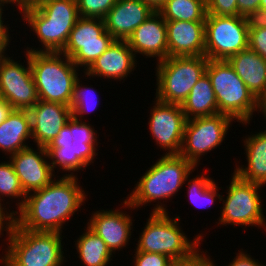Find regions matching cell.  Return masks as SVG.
<instances>
[{
  "label": "cell",
  "instance_id": "6da1fadb",
  "mask_svg": "<svg viewBox=\"0 0 266 266\" xmlns=\"http://www.w3.org/2000/svg\"><path fill=\"white\" fill-rule=\"evenodd\" d=\"M86 196L77 175H63L60 179L54 178L44 188L27 194L22 208L12 210V213L22 229L62 233L63 224L79 211Z\"/></svg>",
  "mask_w": 266,
  "mask_h": 266
},
{
  "label": "cell",
  "instance_id": "7a4b0ae2",
  "mask_svg": "<svg viewBox=\"0 0 266 266\" xmlns=\"http://www.w3.org/2000/svg\"><path fill=\"white\" fill-rule=\"evenodd\" d=\"M195 168L181 155H163L141 176L123 202V207L135 210L158 201L151 212H168L165 204H159V200L161 202L176 195Z\"/></svg>",
  "mask_w": 266,
  "mask_h": 266
},
{
  "label": "cell",
  "instance_id": "3957f363",
  "mask_svg": "<svg viewBox=\"0 0 266 266\" xmlns=\"http://www.w3.org/2000/svg\"><path fill=\"white\" fill-rule=\"evenodd\" d=\"M21 14L44 47L39 50L27 47L26 52H62L80 18L76 0H45Z\"/></svg>",
  "mask_w": 266,
  "mask_h": 266
},
{
  "label": "cell",
  "instance_id": "277c9868",
  "mask_svg": "<svg viewBox=\"0 0 266 266\" xmlns=\"http://www.w3.org/2000/svg\"><path fill=\"white\" fill-rule=\"evenodd\" d=\"M149 216L135 252L167 255L175 263L190 262L202 252L198 247L204 236L199 233L192 241L188 239L178 225L179 215L171 218L167 212H152Z\"/></svg>",
  "mask_w": 266,
  "mask_h": 266
},
{
  "label": "cell",
  "instance_id": "5b68a950",
  "mask_svg": "<svg viewBox=\"0 0 266 266\" xmlns=\"http://www.w3.org/2000/svg\"><path fill=\"white\" fill-rule=\"evenodd\" d=\"M59 232L22 229L15 221L8 236L3 266H63L66 262Z\"/></svg>",
  "mask_w": 266,
  "mask_h": 266
},
{
  "label": "cell",
  "instance_id": "8992f818",
  "mask_svg": "<svg viewBox=\"0 0 266 266\" xmlns=\"http://www.w3.org/2000/svg\"><path fill=\"white\" fill-rule=\"evenodd\" d=\"M29 63L38 99L70 106L80 75L72 60L61 52H29Z\"/></svg>",
  "mask_w": 266,
  "mask_h": 266
},
{
  "label": "cell",
  "instance_id": "52a82bcc",
  "mask_svg": "<svg viewBox=\"0 0 266 266\" xmlns=\"http://www.w3.org/2000/svg\"><path fill=\"white\" fill-rule=\"evenodd\" d=\"M218 104V112L246 125L261 103L249 91L227 60H208L206 67Z\"/></svg>",
  "mask_w": 266,
  "mask_h": 266
},
{
  "label": "cell",
  "instance_id": "ba28073f",
  "mask_svg": "<svg viewBox=\"0 0 266 266\" xmlns=\"http://www.w3.org/2000/svg\"><path fill=\"white\" fill-rule=\"evenodd\" d=\"M207 64L205 56L168 57L157 62L155 99L182 105L192 87L206 73Z\"/></svg>",
  "mask_w": 266,
  "mask_h": 266
},
{
  "label": "cell",
  "instance_id": "9c48e42d",
  "mask_svg": "<svg viewBox=\"0 0 266 266\" xmlns=\"http://www.w3.org/2000/svg\"><path fill=\"white\" fill-rule=\"evenodd\" d=\"M232 179L227 186V197L223 200L219 225H239V226H257L266 228V218H264L262 198L259 195L262 185L251 183L239 178L234 172ZM264 226V227H263Z\"/></svg>",
  "mask_w": 266,
  "mask_h": 266
},
{
  "label": "cell",
  "instance_id": "30bf717a",
  "mask_svg": "<svg viewBox=\"0 0 266 266\" xmlns=\"http://www.w3.org/2000/svg\"><path fill=\"white\" fill-rule=\"evenodd\" d=\"M250 18L244 16L205 17V57L227 60L248 49Z\"/></svg>",
  "mask_w": 266,
  "mask_h": 266
},
{
  "label": "cell",
  "instance_id": "8fae6325",
  "mask_svg": "<svg viewBox=\"0 0 266 266\" xmlns=\"http://www.w3.org/2000/svg\"><path fill=\"white\" fill-rule=\"evenodd\" d=\"M115 41L106 31L104 19L80 17L70 32L62 54L87 70Z\"/></svg>",
  "mask_w": 266,
  "mask_h": 266
},
{
  "label": "cell",
  "instance_id": "7c38bea8",
  "mask_svg": "<svg viewBox=\"0 0 266 266\" xmlns=\"http://www.w3.org/2000/svg\"><path fill=\"white\" fill-rule=\"evenodd\" d=\"M233 121L221 113L186 120L179 155L197 167L202 155L221 145Z\"/></svg>",
  "mask_w": 266,
  "mask_h": 266
},
{
  "label": "cell",
  "instance_id": "4fadbf2b",
  "mask_svg": "<svg viewBox=\"0 0 266 266\" xmlns=\"http://www.w3.org/2000/svg\"><path fill=\"white\" fill-rule=\"evenodd\" d=\"M27 67L11 57L0 59V92L13 110H30L38 95L29 63V52L25 53Z\"/></svg>",
  "mask_w": 266,
  "mask_h": 266
},
{
  "label": "cell",
  "instance_id": "5bb4252c",
  "mask_svg": "<svg viewBox=\"0 0 266 266\" xmlns=\"http://www.w3.org/2000/svg\"><path fill=\"white\" fill-rule=\"evenodd\" d=\"M148 121L151 137L157 146L167 151L165 155H179L184 135L186 117L181 105L154 101Z\"/></svg>",
  "mask_w": 266,
  "mask_h": 266
},
{
  "label": "cell",
  "instance_id": "9a60e30c",
  "mask_svg": "<svg viewBox=\"0 0 266 266\" xmlns=\"http://www.w3.org/2000/svg\"><path fill=\"white\" fill-rule=\"evenodd\" d=\"M36 147L37 150L29 146L9 156L26 195L44 188L56 176L51 169L46 147Z\"/></svg>",
  "mask_w": 266,
  "mask_h": 266
},
{
  "label": "cell",
  "instance_id": "2e32d148",
  "mask_svg": "<svg viewBox=\"0 0 266 266\" xmlns=\"http://www.w3.org/2000/svg\"><path fill=\"white\" fill-rule=\"evenodd\" d=\"M29 113L32 140L42 147H47L72 117L70 106L44 100H38Z\"/></svg>",
  "mask_w": 266,
  "mask_h": 266
},
{
  "label": "cell",
  "instance_id": "e0dca14e",
  "mask_svg": "<svg viewBox=\"0 0 266 266\" xmlns=\"http://www.w3.org/2000/svg\"><path fill=\"white\" fill-rule=\"evenodd\" d=\"M126 41L135 57L137 53L146 58L158 57L157 62L168 58L166 21L158 11H154Z\"/></svg>",
  "mask_w": 266,
  "mask_h": 266
},
{
  "label": "cell",
  "instance_id": "ac0fdd59",
  "mask_svg": "<svg viewBox=\"0 0 266 266\" xmlns=\"http://www.w3.org/2000/svg\"><path fill=\"white\" fill-rule=\"evenodd\" d=\"M94 213V214H93ZM86 225L91 231L102 238L111 253L119 251L128 244L133 220L120 209L99 210L93 212Z\"/></svg>",
  "mask_w": 266,
  "mask_h": 266
},
{
  "label": "cell",
  "instance_id": "d6986e66",
  "mask_svg": "<svg viewBox=\"0 0 266 266\" xmlns=\"http://www.w3.org/2000/svg\"><path fill=\"white\" fill-rule=\"evenodd\" d=\"M154 11L142 0H117L104 18L106 31L115 40H127Z\"/></svg>",
  "mask_w": 266,
  "mask_h": 266
},
{
  "label": "cell",
  "instance_id": "ffe728a7",
  "mask_svg": "<svg viewBox=\"0 0 266 266\" xmlns=\"http://www.w3.org/2000/svg\"><path fill=\"white\" fill-rule=\"evenodd\" d=\"M168 57L205 56V22L166 21Z\"/></svg>",
  "mask_w": 266,
  "mask_h": 266
},
{
  "label": "cell",
  "instance_id": "44dd1931",
  "mask_svg": "<svg viewBox=\"0 0 266 266\" xmlns=\"http://www.w3.org/2000/svg\"><path fill=\"white\" fill-rule=\"evenodd\" d=\"M126 40H115L94 63L84 71L86 77H104L117 81L127 78L136 68V59Z\"/></svg>",
  "mask_w": 266,
  "mask_h": 266
},
{
  "label": "cell",
  "instance_id": "7402d4cb",
  "mask_svg": "<svg viewBox=\"0 0 266 266\" xmlns=\"http://www.w3.org/2000/svg\"><path fill=\"white\" fill-rule=\"evenodd\" d=\"M254 97L266 99V60L249 48L227 59Z\"/></svg>",
  "mask_w": 266,
  "mask_h": 266
},
{
  "label": "cell",
  "instance_id": "603a6c76",
  "mask_svg": "<svg viewBox=\"0 0 266 266\" xmlns=\"http://www.w3.org/2000/svg\"><path fill=\"white\" fill-rule=\"evenodd\" d=\"M245 155L248 163L236 166L234 173L241 179L266 185V130L248 135L244 140Z\"/></svg>",
  "mask_w": 266,
  "mask_h": 266
},
{
  "label": "cell",
  "instance_id": "cb8c5ba5",
  "mask_svg": "<svg viewBox=\"0 0 266 266\" xmlns=\"http://www.w3.org/2000/svg\"><path fill=\"white\" fill-rule=\"evenodd\" d=\"M29 138H32L29 111L12 110L0 124V149L12 156L29 147L26 142Z\"/></svg>",
  "mask_w": 266,
  "mask_h": 266
},
{
  "label": "cell",
  "instance_id": "d4e9b609",
  "mask_svg": "<svg viewBox=\"0 0 266 266\" xmlns=\"http://www.w3.org/2000/svg\"><path fill=\"white\" fill-rule=\"evenodd\" d=\"M181 107L186 120L219 113L215 93L207 73L192 87Z\"/></svg>",
  "mask_w": 266,
  "mask_h": 266
},
{
  "label": "cell",
  "instance_id": "484cf974",
  "mask_svg": "<svg viewBox=\"0 0 266 266\" xmlns=\"http://www.w3.org/2000/svg\"><path fill=\"white\" fill-rule=\"evenodd\" d=\"M48 159L51 160L50 165L52 171L55 173L54 168L62 169L64 172L68 171L64 176H74V172L86 169L93 159L75 143L64 145L60 148H46Z\"/></svg>",
  "mask_w": 266,
  "mask_h": 266
},
{
  "label": "cell",
  "instance_id": "4316f807",
  "mask_svg": "<svg viewBox=\"0 0 266 266\" xmlns=\"http://www.w3.org/2000/svg\"><path fill=\"white\" fill-rule=\"evenodd\" d=\"M85 228V232L75 243L81 263L85 266H107L111 262L113 254L101 237L88 227Z\"/></svg>",
  "mask_w": 266,
  "mask_h": 266
},
{
  "label": "cell",
  "instance_id": "83f0119b",
  "mask_svg": "<svg viewBox=\"0 0 266 266\" xmlns=\"http://www.w3.org/2000/svg\"><path fill=\"white\" fill-rule=\"evenodd\" d=\"M158 12L165 21L205 22L206 0H166Z\"/></svg>",
  "mask_w": 266,
  "mask_h": 266
},
{
  "label": "cell",
  "instance_id": "f1b7e54d",
  "mask_svg": "<svg viewBox=\"0 0 266 266\" xmlns=\"http://www.w3.org/2000/svg\"><path fill=\"white\" fill-rule=\"evenodd\" d=\"M188 180V197L191 204L195 205V207L198 208H204L212 205L214 201L221 199V196L218 193V186L213 179H211L209 176H205V174L201 173V175L195 176V178ZM208 205V206H207Z\"/></svg>",
  "mask_w": 266,
  "mask_h": 266
},
{
  "label": "cell",
  "instance_id": "f546056e",
  "mask_svg": "<svg viewBox=\"0 0 266 266\" xmlns=\"http://www.w3.org/2000/svg\"><path fill=\"white\" fill-rule=\"evenodd\" d=\"M4 197L11 199L17 198L19 201L16 205L18 211L22 208L26 200V194L21 187L19 178L10 161L0 163V203H2Z\"/></svg>",
  "mask_w": 266,
  "mask_h": 266
},
{
  "label": "cell",
  "instance_id": "4dcf8cb0",
  "mask_svg": "<svg viewBox=\"0 0 266 266\" xmlns=\"http://www.w3.org/2000/svg\"><path fill=\"white\" fill-rule=\"evenodd\" d=\"M91 124L85 121L78 120L73 116L70 118V132L72 133L73 143L83 149L93 160L96 153L97 146V131Z\"/></svg>",
  "mask_w": 266,
  "mask_h": 266
},
{
  "label": "cell",
  "instance_id": "1f68e13d",
  "mask_svg": "<svg viewBox=\"0 0 266 266\" xmlns=\"http://www.w3.org/2000/svg\"><path fill=\"white\" fill-rule=\"evenodd\" d=\"M82 85L83 84L78 77L73 87V94L70 105L72 116L78 120L79 116L82 119V117L84 116L83 114L92 112L93 110H95V108H97V105H99L97 99L98 95L95 93L96 91L93 90L91 86L86 87V85ZM94 93L96 94V96Z\"/></svg>",
  "mask_w": 266,
  "mask_h": 266
},
{
  "label": "cell",
  "instance_id": "d6a6232c",
  "mask_svg": "<svg viewBox=\"0 0 266 266\" xmlns=\"http://www.w3.org/2000/svg\"><path fill=\"white\" fill-rule=\"evenodd\" d=\"M79 16L104 19L117 0H76Z\"/></svg>",
  "mask_w": 266,
  "mask_h": 266
},
{
  "label": "cell",
  "instance_id": "836d02e7",
  "mask_svg": "<svg viewBox=\"0 0 266 266\" xmlns=\"http://www.w3.org/2000/svg\"><path fill=\"white\" fill-rule=\"evenodd\" d=\"M248 48L266 60V23L260 18H251Z\"/></svg>",
  "mask_w": 266,
  "mask_h": 266
},
{
  "label": "cell",
  "instance_id": "e575fe53",
  "mask_svg": "<svg viewBox=\"0 0 266 266\" xmlns=\"http://www.w3.org/2000/svg\"><path fill=\"white\" fill-rule=\"evenodd\" d=\"M206 15L238 16L237 0H206Z\"/></svg>",
  "mask_w": 266,
  "mask_h": 266
},
{
  "label": "cell",
  "instance_id": "d590c367",
  "mask_svg": "<svg viewBox=\"0 0 266 266\" xmlns=\"http://www.w3.org/2000/svg\"><path fill=\"white\" fill-rule=\"evenodd\" d=\"M134 266H173L175 262L167 255L151 252H135Z\"/></svg>",
  "mask_w": 266,
  "mask_h": 266
},
{
  "label": "cell",
  "instance_id": "8d00e7d4",
  "mask_svg": "<svg viewBox=\"0 0 266 266\" xmlns=\"http://www.w3.org/2000/svg\"><path fill=\"white\" fill-rule=\"evenodd\" d=\"M261 0H237L238 16L260 18Z\"/></svg>",
  "mask_w": 266,
  "mask_h": 266
},
{
  "label": "cell",
  "instance_id": "74e56055",
  "mask_svg": "<svg viewBox=\"0 0 266 266\" xmlns=\"http://www.w3.org/2000/svg\"><path fill=\"white\" fill-rule=\"evenodd\" d=\"M72 133L70 132V119L67 124L60 130L58 135L52 140V142L46 148H60L67 144L73 143Z\"/></svg>",
  "mask_w": 266,
  "mask_h": 266
},
{
  "label": "cell",
  "instance_id": "f35d334b",
  "mask_svg": "<svg viewBox=\"0 0 266 266\" xmlns=\"http://www.w3.org/2000/svg\"><path fill=\"white\" fill-rule=\"evenodd\" d=\"M6 209L7 208H4V205L0 203V235H3L4 233L2 232L6 231V235L9 236L15 221V215L10 212V210L7 212Z\"/></svg>",
  "mask_w": 266,
  "mask_h": 266
},
{
  "label": "cell",
  "instance_id": "ab89813d",
  "mask_svg": "<svg viewBox=\"0 0 266 266\" xmlns=\"http://www.w3.org/2000/svg\"><path fill=\"white\" fill-rule=\"evenodd\" d=\"M236 255L237 256L234 257L228 266H266L259 263L258 259L256 261L253 257H251V255L245 253L243 249Z\"/></svg>",
  "mask_w": 266,
  "mask_h": 266
},
{
  "label": "cell",
  "instance_id": "60d3db41",
  "mask_svg": "<svg viewBox=\"0 0 266 266\" xmlns=\"http://www.w3.org/2000/svg\"><path fill=\"white\" fill-rule=\"evenodd\" d=\"M206 255V252L202 251L194 260L190 262H183L182 266H216L214 264V260L212 261L210 256Z\"/></svg>",
  "mask_w": 266,
  "mask_h": 266
},
{
  "label": "cell",
  "instance_id": "b9f144b4",
  "mask_svg": "<svg viewBox=\"0 0 266 266\" xmlns=\"http://www.w3.org/2000/svg\"><path fill=\"white\" fill-rule=\"evenodd\" d=\"M45 0H7L9 4H16V7L19 8L20 14L30 8H35L39 6Z\"/></svg>",
  "mask_w": 266,
  "mask_h": 266
},
{
  "label": "cell",
  "instance_id": "7bdbcfd3",
  "mask_svg": "<svg viewBox=\"0 0 266 266\" xmlns=\"http://www.w3.org/2000/svg\"><path fill=\"white\" fill-rule=\"evenodd\" d=\"M10 38L9 29H0V59L9 57L5 51L9 47Z\"/></svg>",
  "mask_w": 266,
  "mask_h": 266
},
{
  "label": "cell",
  "instance_id": "ee69618b",
  "mask_svg": "<svg viewBox=\"0 0 266 266\" xmlns=\"http://www.w3.org/2000/svg\"><path fill=\"white\" fill-rule=\"evenodd\" d=\"M13 108L4 100L0 92V124L7 118Z\"/></svg>",
  "mask_w": 266,
  "mask_h": 266
},
{
  "label": "cell",
  "instance_id": "f6af8a7d",
  "mask_svg": "<svg viewBox=\"0 0 266 266\" xmlns=\"http://www.w3.org/2000/svg\"><path fill=\"white\" fill-rule=\"evenodd\" d=\"M142 1L151 6L155 11H158L166 0H142Z\"/></svg>",
  "mask_w": 266,
  "mask_h": 266
},
{
  "label": "cell",
  "instance_id": "bcb514c9",
  "mask_svg": "<svg viewBox=\"0 0 266 266\" xmlns=\"http://www.w3.org/2000/svg\"><path fill=\"white\" fill-rule=\"evenodd\" d=\"M5 4H9L8 2H7V0H0V29H9L10 27H9V25H5L3 22H4V19L2 18V15H3V11H4V9H2V8H4V6H6ZM4 24V25H3ZM8 26V27H7Z\"/></svg>",
  "mask_w": 266,
  "mask_h": 266
},
{
  "label": "cell",
  "instance_id": "7dc6e473",
  "mask_svg": "<svg viewBox=\"0 0 266 266\" xmlns=\"http://www.w3.org/2000/svg\"><path fill=\"white\" fill-rule=\"evenodd\" d=\"M266 12V0H261L260 3V17Z\"/></svg>",
  "mask_w": 266,
  "mask_h": 266
},
{
  "label": "cell",
  "instance_id": "c3c4849f",
  "mask_svg": "<svg viewBox=\"0 0 266 266\" xmlns=\"http://www.w3.org/2000/svg\"><path fill=\"white\" fill-rule=\"evenodd\" d=\"M261 112L263 113V116L266 119V99L261 103Z\"/></svg>",
  "mask_w": 266,
  "mask_h": 266
},
{
  "label": "cell",
  "instance_id": "681fc988",
  "mask_svg": "<svg viewBox=\"0 0 266 266\" xmlns=\"http://www.w3.org/2000/svg\"><path fill=\"white\" fill-rule=\"evenodd\" d=\"M260 19L266 23V12L260 17Z\"/></svg>",
  "mask_w": 266,
  "mask_h": 266
},
{
  "label": "cell",
  "instance_id": "f907efd6",
  "mask_svg": "<svg viewBox=\"0 0 266 266\" xmlns=\"http://www.w3.org/2000/svg\"><path fill=\"white\" fill-rule=\"evenodd\" d=\"M173 266H182V263H175Z\"/></svg>",
  "mask_w": 266,
  "mask_h": 266
}]
</instances>
